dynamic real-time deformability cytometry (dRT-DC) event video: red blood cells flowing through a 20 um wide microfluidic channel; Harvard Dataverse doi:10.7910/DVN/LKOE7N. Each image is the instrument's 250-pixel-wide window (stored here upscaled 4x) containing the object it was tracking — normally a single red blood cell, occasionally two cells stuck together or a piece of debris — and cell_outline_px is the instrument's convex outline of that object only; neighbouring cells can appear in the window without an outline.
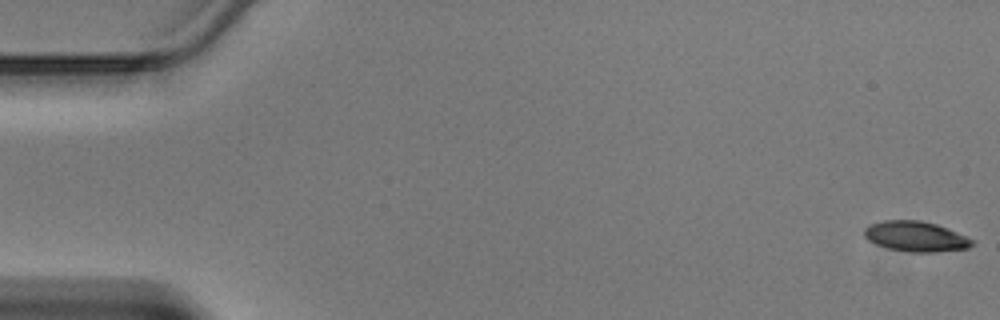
{"species": "Egyptian fruit bat (a non-hibernating species)", "species_latin": "Rousettus aegyptiacus", "temperature_condition": "warm", "stored_images_in_passage": 12, "camera_frame_rate_fps": 3000, "um_per_image_px": 0.085, "animal": {"sex": "male"}, "frame": {"image": 1, "passage_image": 1, "time_ms": 0.0, "image_size_px": [1000, 320], "cell_outline_px": [[976, 244], [968, 248], [932, 252], [908, 252], [888, 248], [876, 244], [868, 240], [864, 236], [864, 228], [868, 224], [884, 220], [920, 220], [936, 224], [976, 240]], "centroid_in_image_um": [77.83, 20.09], "position_along_channel_um": 7.2, "area_um2": 19.13}}